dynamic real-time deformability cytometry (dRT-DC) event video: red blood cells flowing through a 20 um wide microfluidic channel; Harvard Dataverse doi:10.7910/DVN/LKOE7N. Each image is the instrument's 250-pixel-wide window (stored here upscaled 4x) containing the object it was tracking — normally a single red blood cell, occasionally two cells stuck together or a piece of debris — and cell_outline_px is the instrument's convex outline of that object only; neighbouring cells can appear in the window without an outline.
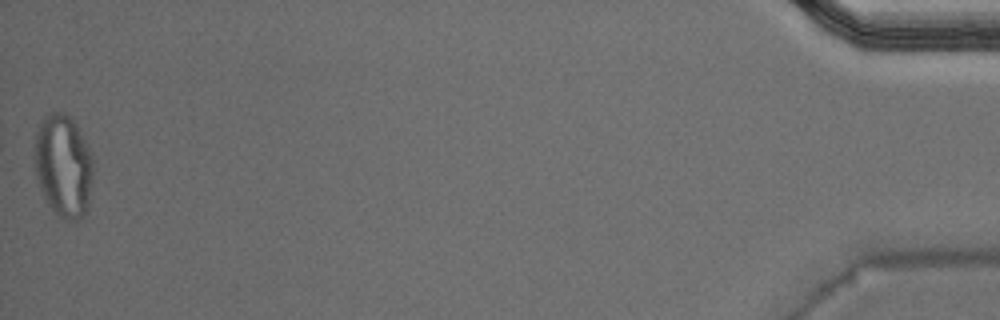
{"species": "Egyptian fruit bat (a non-hibernating species)", "species_latin": "Rousettus aegyptiacus", "temperature_condition": "warm", "stored_images_in_passage": 49, "camera_frame_rate_fps": 3000, "um_per_image_px": 0.085, "animal": {"sex": "male"}, "frame": {"image": 1, "passage_image": 49, "time_ms": 16.0, "image_size_px": [1000, 320], "cell_outline_px": [[92, 180], [88, 212], [84, 216], [72, 220], [64, 220], [48, 204], [40, 188], [36, 176], [36, 132], [44, 116], [52, 112], [64, 112], [72, 116], [92, 152]], "centroid_in_image_um": [5.43, 14.08], "position_along_channel_um": 429.8, "area_um2": 35.14}, "authors_computed_cell_mechanics": {"area_um2": 20.4034, "velocity_mm_per_s": 3.963, "shape_relaxation_time_tau1_ms": null, "shape_relaxation_time_tau2_ms": 0.9342, "deformation_change_tau1": null, "deformation_change_tau2": 0.0724}}